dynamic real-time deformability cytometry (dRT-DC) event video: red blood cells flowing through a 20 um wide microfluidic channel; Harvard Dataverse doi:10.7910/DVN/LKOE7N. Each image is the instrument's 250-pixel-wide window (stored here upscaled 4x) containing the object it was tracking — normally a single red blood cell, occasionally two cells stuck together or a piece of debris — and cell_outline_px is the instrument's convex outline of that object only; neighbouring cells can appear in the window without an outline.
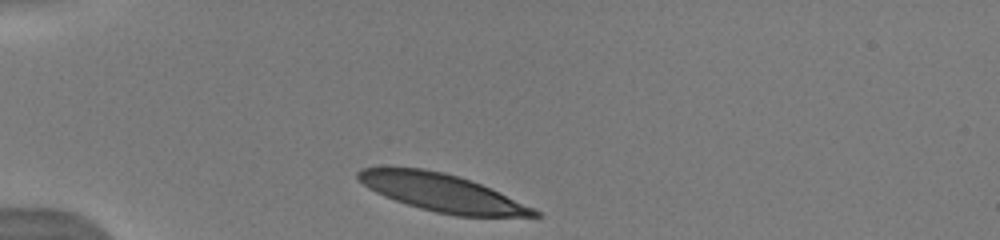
{"species": "human", "species_latin": "Homo sapiens", "temperature_condition": "warm", "stored_images_in_passage": 35, "camera_frame_rate_fps": 3000, "um_per_image_px": 0.085, "donor": {"sex": "male"}, "frame": {"image": 1, "passage_image": 1, "time_ms": 0.0, "image_size_px": [1000, 240], "cell_outline_px": [[540, 216], [456, 216], [436, 212], [420, 208], [384, 196], [368, 188], [356, 176], [356, 172], [360, 168], [424, 168], [444, 172], [480, 184], [532, 208], [540, 212]], "centroid_in_image_um": [37.51, 16.38], "position_along_channel_um": 47.5, "area_um2": 37.57}}